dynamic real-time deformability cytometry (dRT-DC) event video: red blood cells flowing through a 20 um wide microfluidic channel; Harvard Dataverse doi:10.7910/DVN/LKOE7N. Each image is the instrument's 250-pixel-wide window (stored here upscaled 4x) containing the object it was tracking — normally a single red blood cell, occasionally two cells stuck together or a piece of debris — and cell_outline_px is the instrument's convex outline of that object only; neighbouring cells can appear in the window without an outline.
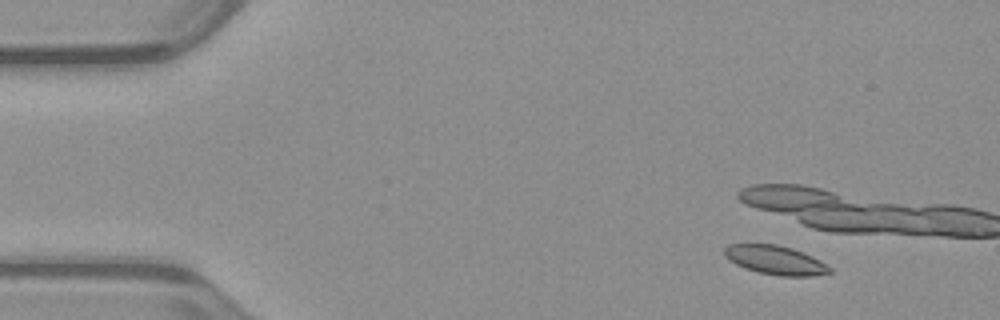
{"species": "common noctule bat (a hibernating species)", "species_latin": "Nyctalus noctula", "temperature_condition": "warm", "stored_images_in_passage": 12, "camera_frame_rate_fps": 3000, "um_per_image_px": 0.085, "animal": {"sex": "male", "body_mass_g": 23.1, "forearm_length_mm": 52.7}, "frame": {"image": 1, "passage_image": 7, "time_ms": 2.0, "image_size_px": [1000, 320], "cell_outline_px": [[832, 272], [812, 276], [780, 276], [760, 272], [744, 268], [736, 264], [724, 256], [724, 248], [728, 244], [776, 244], [792, 248], [804, 252], [820, 260], [832, 268]], "centroid_in_image_um": [65.92, 22.1], "position_along_channel_um": 19.1, "area_um2": 17.8}}